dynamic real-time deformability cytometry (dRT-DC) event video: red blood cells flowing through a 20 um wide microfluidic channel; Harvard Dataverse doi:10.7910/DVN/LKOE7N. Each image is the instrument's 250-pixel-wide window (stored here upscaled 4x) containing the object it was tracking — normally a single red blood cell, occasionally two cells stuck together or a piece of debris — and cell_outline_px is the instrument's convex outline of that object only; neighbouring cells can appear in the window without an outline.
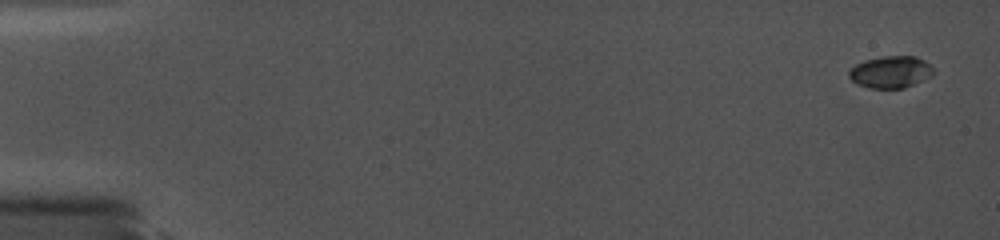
{"species": "common noctule bat (a hibernating species)", "species_latin": "Nyctalus noctula", "temperature_condition": "cold", "stored_images_in_passage": 85, "camera_frame_rate_fps": 5000, "um_per_image_px": 0.085, "animal": {"sex": "female", "body_mass_g": 19.0, "forearm_length_mm": 56.7}, "frame": {"image": 1, "passage_image": 1, "time_ms": 0.0, "image_size_px": [1000, 240], "cell_outline_px": [[936, 72], [932, 76], [904, 88], [868, 88], [852, 80], [848, 76], [848, 72], [856, 64], [864, 60], [884, 56], [916, 56], [924, 60]], "centroid_in_image_um": [75.72, 6.11], "position_along_channel_um": 9.3, "area_um2": 15.66}}
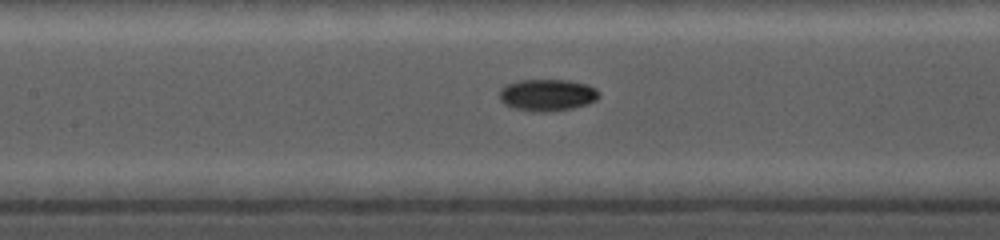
{"frame": {"image": 2, "passage_image": 51, "time_ms": 8.2, "image_size_px": [1000, 240], "cell_outline_px": [[600, 96], [596, 100], [588, 104], [572, 108], [544, 112], [532, 112], [516, 108], [504, 104], [500, 100], [500, 88], [504, 84], [520, 80], [568, 80], [588, 84], [596, 88], [600, 92]], "centroid_in_image_um": [46.53, 8.07], "position_along_channel_um": 160.9, "area_um2": 18.67}}
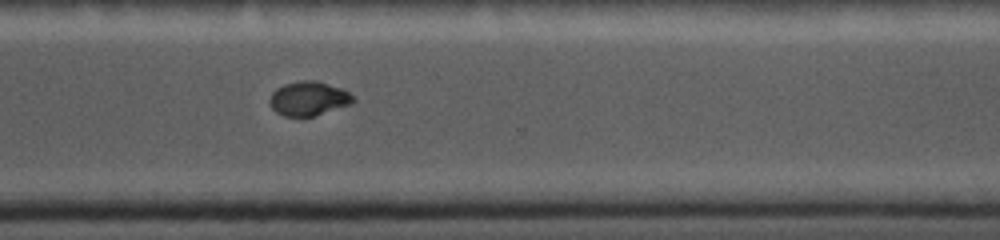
{"frame": {"image": 3, "passage_image": 84, "time_ms": 13.0, "image_size_px": [1000, 240], "cell_outline_px": [[356, 100], [352, 104], [316, 116], [284, 116], [276, 112], [268, 104], [268, 100], [272, 92], [276, 88], [284, 84], [300, 80], [316, 80], [340, 88], [348, 92]], "centroid_in_image_um": [26.21, 8.38], "position_along_channel_um": 344.4, "area_um2": 16.82}}